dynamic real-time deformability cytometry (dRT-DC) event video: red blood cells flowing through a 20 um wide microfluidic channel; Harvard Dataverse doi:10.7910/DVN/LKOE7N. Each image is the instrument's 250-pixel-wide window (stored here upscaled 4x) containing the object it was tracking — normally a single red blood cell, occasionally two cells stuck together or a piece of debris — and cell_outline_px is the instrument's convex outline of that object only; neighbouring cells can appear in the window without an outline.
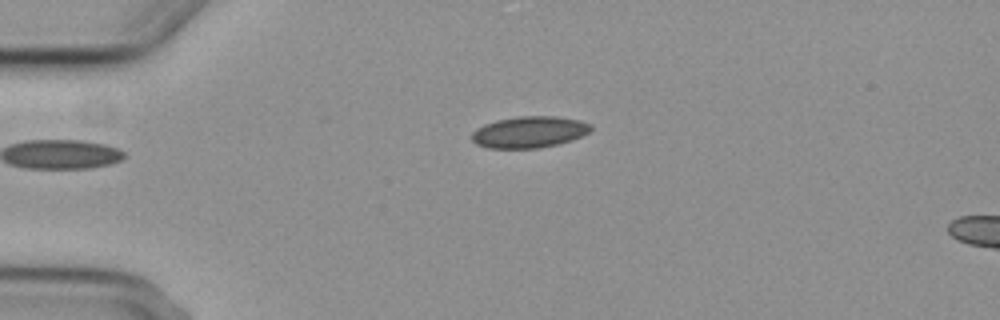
{"species": "common noctule bat (a hibernating species)", "species_latin": "Nyctalus noctula", "temperature_condition": "cold", "stored_images_in_passage": 3, "segment_of_instrument_passage": [1, 2], "camera_frame_rate_fps": 3000, "um_per_image_px": 0.085, "animal": {"sex": "female", "body_mass_g": 29.2, "forearm_length_mm": 56.3}, "frame": {"image": 1, "passage_image": 1, "time_ms": 0.0, "image_size_px": [1000, 320], "cell_outline_px": [[592, 128], [588, 132], [572, 140], [540, 148], [488, 148], [476, 144], [472, 140], [472, 132], [476, 128], [484, 124], [496, 120], [516, 116], [556, 116], [580, 120], [592, 124]], "centroid_in_image_um": [44.97, 11.21], "position_along_channel_um": 40.0, "area_um2": 21.91}}